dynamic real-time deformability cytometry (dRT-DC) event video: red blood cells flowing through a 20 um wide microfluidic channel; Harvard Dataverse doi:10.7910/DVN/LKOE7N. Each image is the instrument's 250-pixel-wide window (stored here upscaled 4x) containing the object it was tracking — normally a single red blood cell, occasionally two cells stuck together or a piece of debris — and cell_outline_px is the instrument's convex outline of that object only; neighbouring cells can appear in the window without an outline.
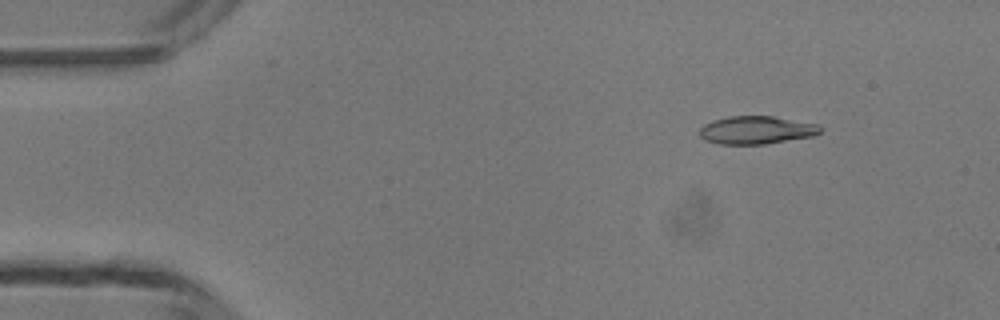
{"species": "common noctule bat (a hibernating species)", "species_latin": "Nyctalus noctula", "temperature_condition": "room temperature", "stored_images_in_passage": 4, "camera_frame_rate_fps": 3000, "um_per_image_px": 0.085, "animal": {"sex": "male", "body_mass_g": 13.3}, "frame": {"image": 1, "passage_image": 2, "time_ms": 1.333, "image_size_px": [1000, 320], "cell_outline_px": [[820, 132], [816, 136], [764, 144], [720, 144], [704, 140], [700, 136], [700, 128], [704, 124], [712, 120], [728, 116], [772, 116], [820, 124]], "centroid_in_image_um": [64.3, 11.05], "position_along_channel_um": 20.7, "area_um2": 19.83}}